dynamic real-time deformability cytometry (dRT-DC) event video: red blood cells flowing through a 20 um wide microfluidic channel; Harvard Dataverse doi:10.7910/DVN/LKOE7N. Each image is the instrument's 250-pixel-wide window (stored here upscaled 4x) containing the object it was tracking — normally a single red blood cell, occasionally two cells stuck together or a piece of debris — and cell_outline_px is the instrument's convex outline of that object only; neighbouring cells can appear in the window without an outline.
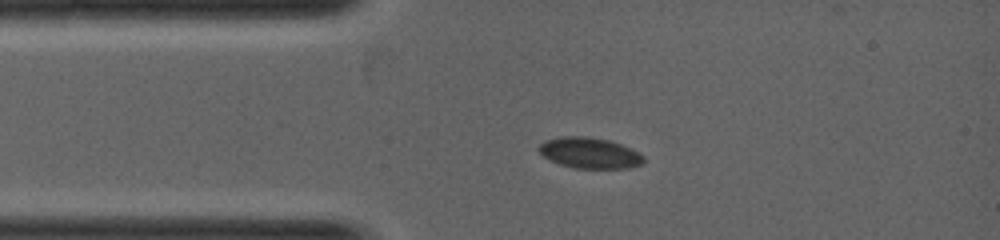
{"species": "common noctule bat (a hibernating species)", "species_latin": "Nyctalus noctula", "temperature_condition": "warm", "stored_images_in_passage": 8, "camera_frame_rate_fps": 5000, "um_per_image_px": 0.085, "animal": {"sex": "female", "body_mass_g": 19.0, "forearm_length_mm": 53.3}, "frame": {"image": 1, "passage_image": 3, "time_ms": 1.0, "image_size_px": [1000, 240], "cell_outline_px": [[644, 164], [628, 168], [572, 168], [560, 164], [544, 156], [536, 148], [544, 140], [560, 136], [588, 136], [608, 140], [632, 148], [644, 156]], "centroid_in_image_um": [50.12, 12.99], "position_along_channel_um": 34.9, "area_um2": 18.96}}
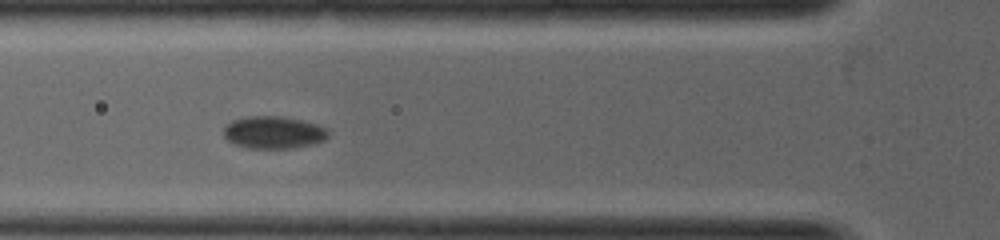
{"frame": {"image": 2, "passage_image": 5, "time_ms": 2.0, "image_size_px": [1000, 240], "cell_outline_px": [[328, 136], [324, 140], [312, 144], [296, 148], [248, 148], [232, 144], [224, 136], [224, 124], [232, 120], [244, 116], [284, 116], [316, 124], [324, 128], [328, 132]], "centroid_in_image_um": [23.2, 11.25], "position_along_channel_um": 102.6, "area_um2": 19.88}}
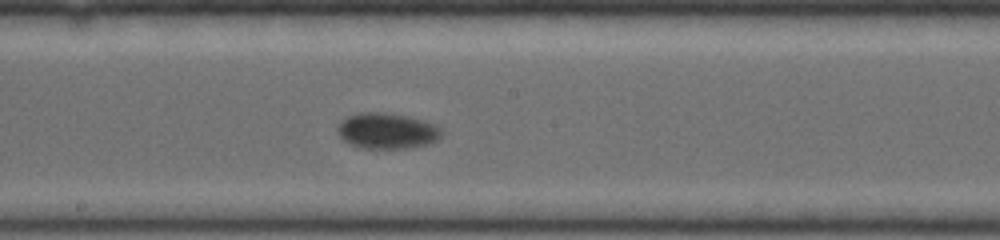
{"frame": {"image": 3, "passage_image": 8, "time_ms": 3.4, "image_size_px": [1000, 240], "cell_outline_px": [[444, 132], [436, 140], [428, 144], [408, 148], [364, 148], [352, 144], [344, 140], [340, 136], [336, 128], [340, 120], [348, 116], [360, 112], [384, 112], [408, 116], [436, 124]], "centroid_in_image_um": [32.9, 11.11], "position_along_channel_um": 215.3, "area_um2": 21.73}}